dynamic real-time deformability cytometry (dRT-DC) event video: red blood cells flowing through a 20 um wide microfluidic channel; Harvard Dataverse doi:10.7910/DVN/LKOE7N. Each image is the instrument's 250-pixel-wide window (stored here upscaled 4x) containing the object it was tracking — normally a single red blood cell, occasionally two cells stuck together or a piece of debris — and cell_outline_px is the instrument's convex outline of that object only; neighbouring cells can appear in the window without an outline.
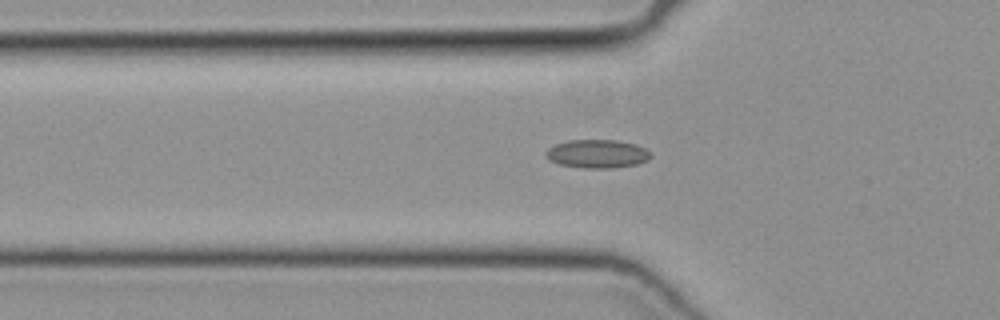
{"species": "common noctule bat (a hibernating species)", "species_latin": "Nyctalus noctula", "temperature_condition": "cold", "stored_images_in_passage": 39, "camera_frame_rate_fps": 3000, "um_per_image_px": 0.085, "animal": {"sex": "female", "body_mass_g": 19.3, "forearm_length_mm": 54.1}, "frame": {"image": 1, "passage_image": 6, "time_ms": 1.667, "image_size_px": [1000, 320], "cell_outline_px": [[652, 156], [648, 160], [636, 164], [616, 168], [584, 168], [560, 164], [548, 160], [544, 156], [544, 152], [548, 148], [556, 144], [568, 140], [616, 140], [636, 144], [652, 152]], "centroid_in_image_um": [50.76, 13.07], "position_along_channel_um": 75.0, "area_um2": 17.57}}
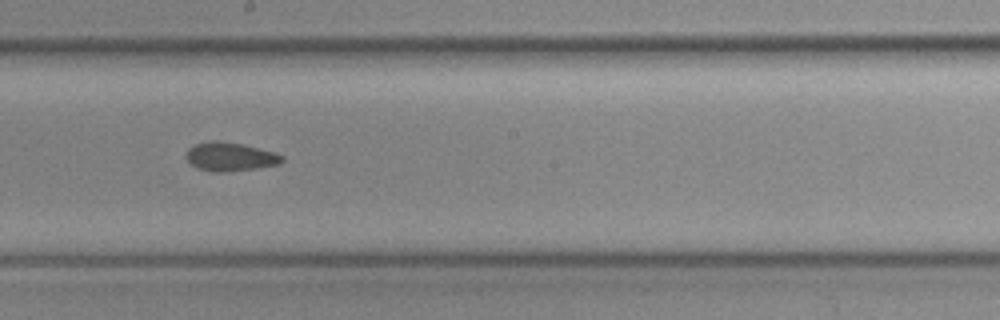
{"frame": {"image": 2, "passage_image": 17, "time_ms": 5.333, "image_size_px": [1000, 320], "cell_outline_px": [[284, 160], [280, 164], [256, 168], [224, 172], [212, 172], [196, 168], [188, 160], [188, 148], [196, 144], [208, 140], [216, 140], [244, 144], [276, 152], [284, 156]], "centroid_in_image_um": [19.6, 13.31], "position_along_channel_um": 228.6, "area_um2": 16.13}}
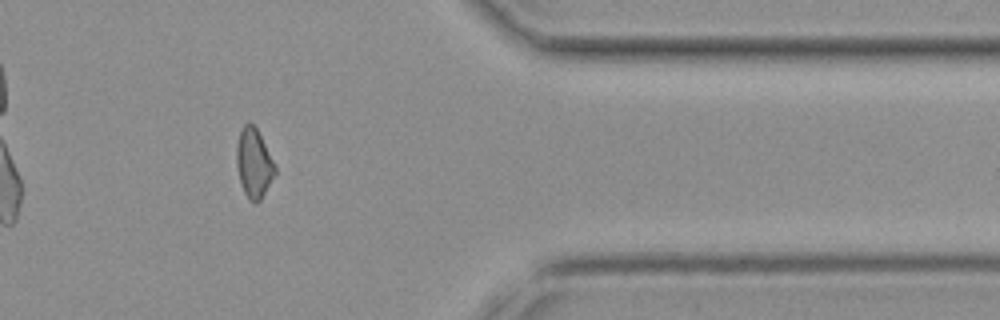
{"frame": {"image": 3, "passage_image": 30, "time_ms": 9.667, "image_size_px": [1000, 320], "cell_outline_px": [[276, 176], [260, 200], [256, 204], [248, 200], [244, 192], [240, 180], [236, 164], [236, 144], [240, 132], [244, 124], [248, 120], [256, 128], [276, 168]], "centroid_in_image_um": [21.57, 13.9], "position_along_channel_um": 389.8, "area_um2": 15.49}}